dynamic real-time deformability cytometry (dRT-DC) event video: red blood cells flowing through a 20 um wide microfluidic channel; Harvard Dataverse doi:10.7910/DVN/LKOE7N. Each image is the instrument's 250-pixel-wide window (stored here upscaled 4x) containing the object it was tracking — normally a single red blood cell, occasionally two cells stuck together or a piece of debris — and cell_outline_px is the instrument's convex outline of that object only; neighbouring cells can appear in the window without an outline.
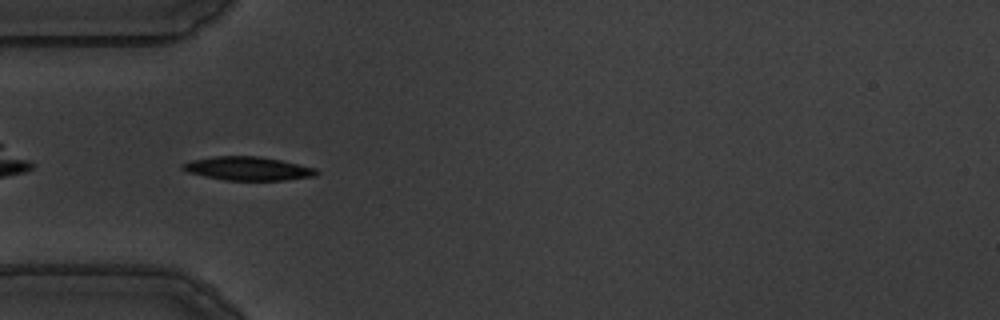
{"species": "common noctule bat (a hibernating species)", "species_latin": "Nyctalus noctula", "temperature_condition": "warm", "stored_images_in_passage": 41, "camera_frame_rate_fps": 3000, "um_per_image_px": 0.085, "animal": {"sex": "male", "body_mass_g": 19.5, "forearm_length_mm": 54.6}, "frame": {"image": 1, "passage_image": 2, "time_ms": 0.333, "image_size_px": [1000, 320], "cell_outline_px": [[320, 172], [316, 176], [284, 180], [224, 180], [204, 176], [188, 172], [180, 168], [180, 164], [192, 160], [216, 156], [256, 156], [280, 160], [316, 168]], "centroid_in_image_um": [21.07, 14.33], "position_along_channel_um": 63.9, "area_um2": 18.38}}
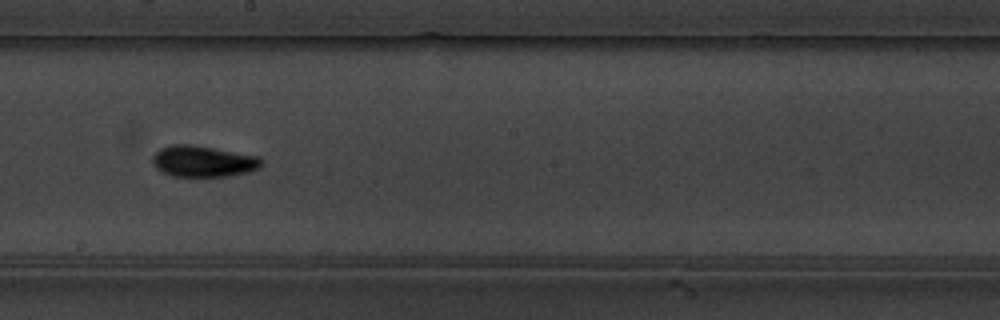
{"frame": {"image": 2, "passage_image": 16, "time_ms": 5.0, "image_size_px": [1000, 320], "cell_outline_px": [[264, 164], [260, 168], [248, 172], [228, 176], [172, 176], [156, 168], [152, 164], [152, 156], [160, 148], [172, 144], [188, 144], [260, 156], [264, 160]], "centroid_in_image_um": [17.3, 13.71], "position_along_channel_um": 230.9, "area_um2": 19.88}}
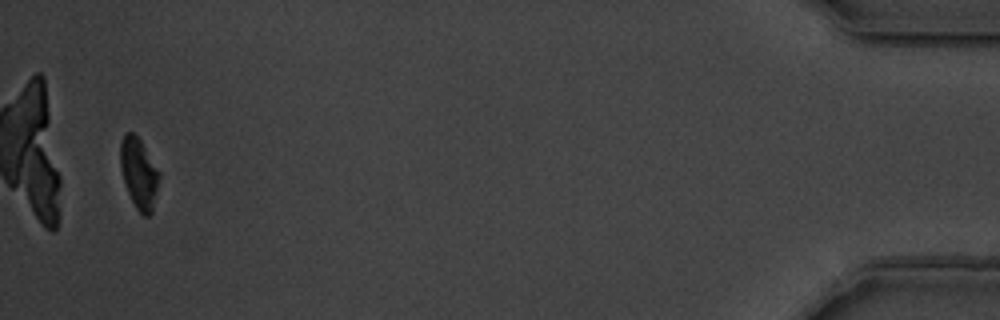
{"frame": {"image": 3, "passage_image": 39, "time_ms": 12.667, "image_size_px": [1000, 320], "cell_outline_px": [[160, 176], [152, 212], [148, 216], [144, 216], [136, 208], [128, 192], [120, 168], [120, 140], [124, 132], [132, 132], [140, 140], [160, 172]], "centroid_in_image_um": [11.8, 14.71], "position_along_channel_um": 423.4, "area_um2": 15.9}, "authors_computed_cell_mechanics": {"area_um2": 18.207, "velocity_mm_per_s": 3.5923, "shape_relaxation_time_tau1_ms": 2.9679, "shape_relaxation_time_tau2_ms": 6.3172, "deformation_change_tau1": 0.1471, "deformation_change_tau2": 0.1106}}